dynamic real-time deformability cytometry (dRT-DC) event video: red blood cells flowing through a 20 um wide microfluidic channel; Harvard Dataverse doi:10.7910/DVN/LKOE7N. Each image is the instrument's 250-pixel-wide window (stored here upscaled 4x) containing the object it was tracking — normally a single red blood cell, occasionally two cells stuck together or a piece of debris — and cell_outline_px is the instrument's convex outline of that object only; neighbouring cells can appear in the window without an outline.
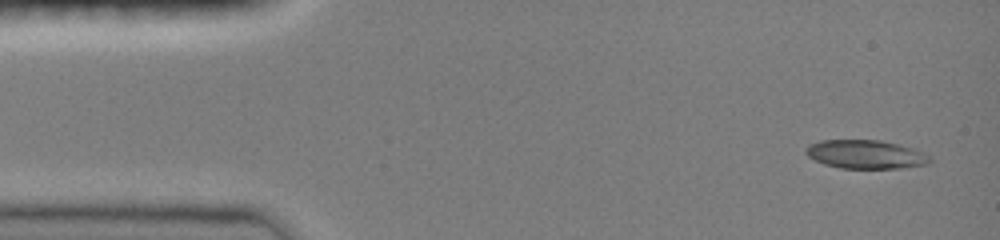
{"species": "common noctule bat (a hibernating species)", "species_latin": "Nyctalus noctula", "temperature_condition": "room temperature", "stored_images_in_passage": 9, "camera_frame_rate_fps": 3000, "um_per_image_px": 0.085, "animal": {"sex": "female", "body_mass_g": 19.0, "forearm_length_mm": 51.5}, "frame": {"image": 1, "passage_image": 1, "time_ms": 0.0, "image_size_px": [1000, 240], "cell_outline_px": [[932, 160], [928, 164], [900, 168], [840, 168], [824, 164], [808, 156], [804, 152], [804, 148], [808, 144], [820, 140], [880, 140], [900, 144], [912, 148], [932, 156]], "centroid_in_image_um": [73.57, 13.11], "position_along_channel_um": 11.4, "area_um2": 20.87}}
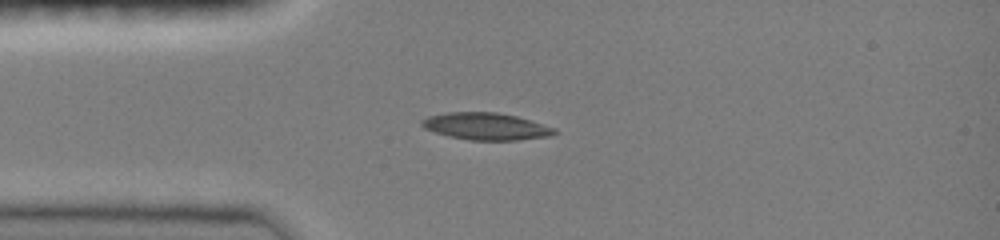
{"frame": {"image": 2, "passage_image": 6, "time_ms": 1.667, "image_size_px": [1000, 240], "cell_outline_px": [[560, 132], [552, 136], [516, 140], [468, 140], [448, 136], [424, 128], [420, 124], [420, 120], [428, 116], [444, 112], [496, 112], [516, 116], [556, 128]], "centroid_in_image_um": [41.32, 10.74], "position_along_channel_um": 43.7, "area_um2": 21.1}}
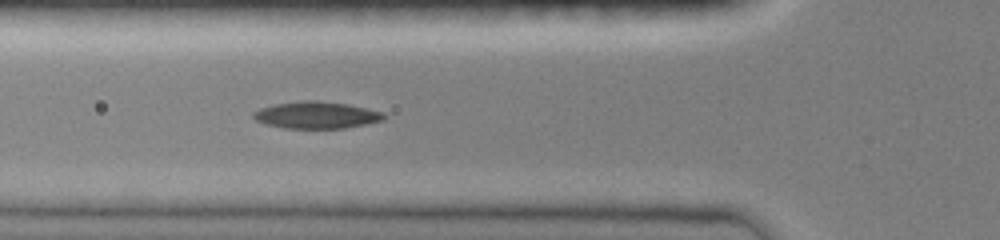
{"frame": {"image": 3, "passage_image": 9, "time_ms": 2.667, "image_size_px": [1000, 240], "cell_outline_px": [[388, 116], [384, 120], [344, 128], [284, 128], [264, 124], [256, 120], [252, 116], [252, 112], [260, 108], [272, 104], [300, 100], [316, 100], [348, 104], [384, 112]], "centroid_in_image_um": [26.88, 9.77], "position_along_channel_um": 98.9, "area_um2": 20.69}}